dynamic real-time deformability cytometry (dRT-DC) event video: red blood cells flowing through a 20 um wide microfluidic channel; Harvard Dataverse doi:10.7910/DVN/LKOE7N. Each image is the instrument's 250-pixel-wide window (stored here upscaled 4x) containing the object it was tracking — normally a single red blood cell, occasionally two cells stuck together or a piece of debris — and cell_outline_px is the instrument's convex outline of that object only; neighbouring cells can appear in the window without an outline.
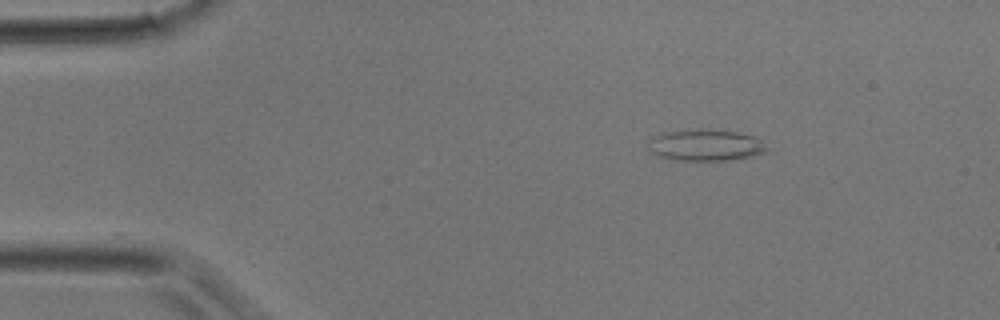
{"species": "common noctule bat (a hibernating species)", "species_latin": "Nyctalus noctula", "temperature_condition": "room temperature", "stored_images_in_passage": 31, "camera_frame_rate_fps": 3000, "um_per_image_px": 0.085, "animal": {"sex": "male", "body_mass_g": 17.9}, "frame": {"image": 1, "passage_image": 1, "time_ms": 0.0, "image_size_px": [1000, 320], "cell_outline_px": [[772, 152], [752, 156], [728, 160], [676, 160], [660, 156], [652, 152], [648, 148], [648, 140], [652, 136], [664, 132], [696, 128], [708, 128], [736, 132], [756, 136]], "centroid_in_image_um": [60.0, 12.32], "position_along_channel_um": 25.0, "area_um2": 22.2}}
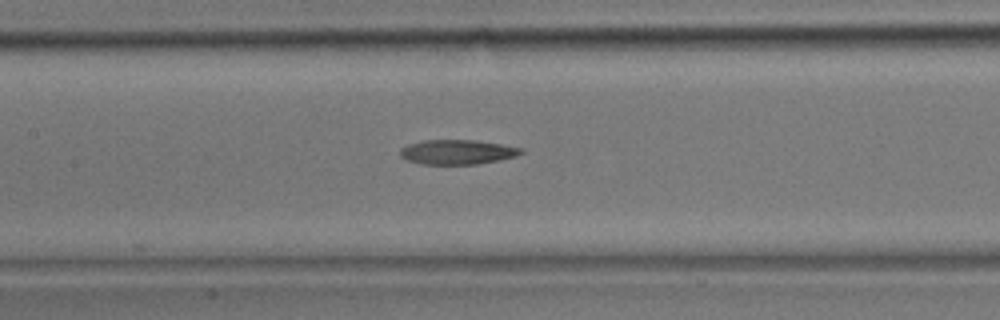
{"frame": {"image": 2, "passage_image": 12, "time_ms": 3.667, "image_size_px": [1000, 320], "cell_outline_px": [[524, 152], [516, 156], [500, 160], [476, 164], [424, 164], [408, 160], [400, 156], [400, 148], [408, 144], [424, 140], [472, 140], [500, 144], [524, 148]], "centroid_in_image_um": [38.88, 12.92], "position_along_channel_um": 168.5, "area_um2": 17.28}}
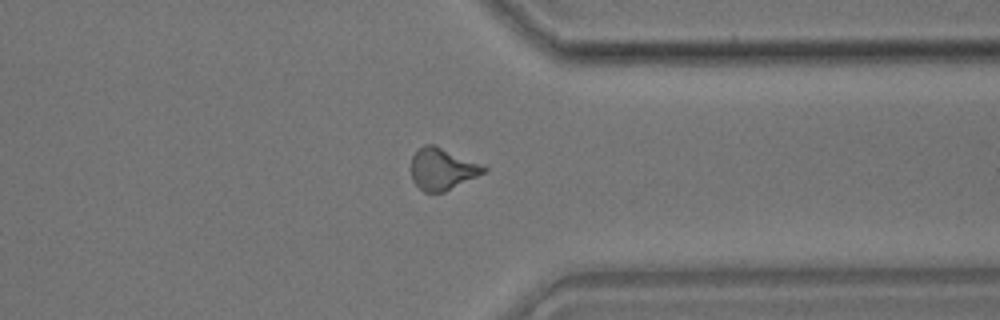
{"frame": {"image": 3, "passage_image": 23, "time_ms": 7.333, "image_size_px": [1000, 320], "cell_outline_px": [[488, 172], [444, 192], [424, 192], [412, 180], [412, 156], [424, 144], [432, 144], [488, 168]], "centroid_in_image_um": [37.6, 14.39], "position_along_channel_um": 373.8, "area_um2": 17.28}}